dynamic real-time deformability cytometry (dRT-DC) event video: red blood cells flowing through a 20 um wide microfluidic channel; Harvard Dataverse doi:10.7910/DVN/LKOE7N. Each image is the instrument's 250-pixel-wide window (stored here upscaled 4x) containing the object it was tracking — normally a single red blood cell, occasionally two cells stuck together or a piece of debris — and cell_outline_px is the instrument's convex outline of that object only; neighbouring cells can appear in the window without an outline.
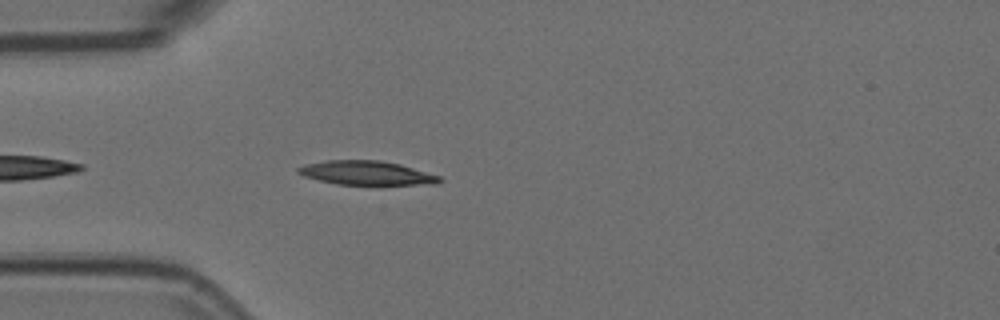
{"species": "Egyptian fruit bat (a non-hibernating species)", "species_latin": "Rousettus aegyptiacus", "temperature_condition": "room temperature", "stored_images_in_passage": 36, "camera_frame_rate_fps": 3000, "um_per_image_px": 0.085, "animal": {"sex": "female"}, "frame": {"image": 1, "passage_image": 3, "time_ms": 0.667, "image_size_px": [1000, 320], "cell_outline_px": [[444, 180], [440, 184], [380, 188], [376, 188], [336, 184], [304, 176], [296, 172], [296, 168], [304, 164], [328, 160], [380, 160], [400, 164], [440, 176]], "centroid_in_image_um": [31.27, 14.77], "position_along_channel_um": 53.7, "area_um2": 21.27}}
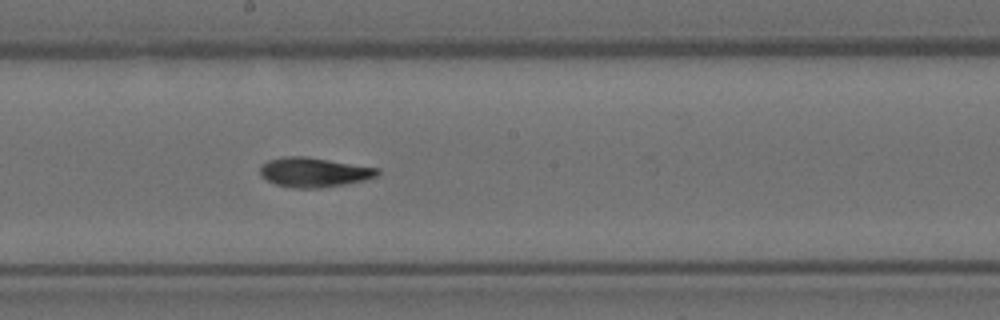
{"frame": {"image": 2, "passage_image": 17, "time_ms": 5.333, "image_size_px": [1000, 320], "cell_outline_px": [[380, 172], [376, 176], [364, 180], [344, 184], [320, 188], [292, 188], [276, 184], [260, 176], [260, 168], [268, 160], [284, 156], [308, 156], [380, 168]], "centroid_in_image_um": [26.7, 14.63], "position_along_channel_um": 221.5, "area_um2": 20.29}}
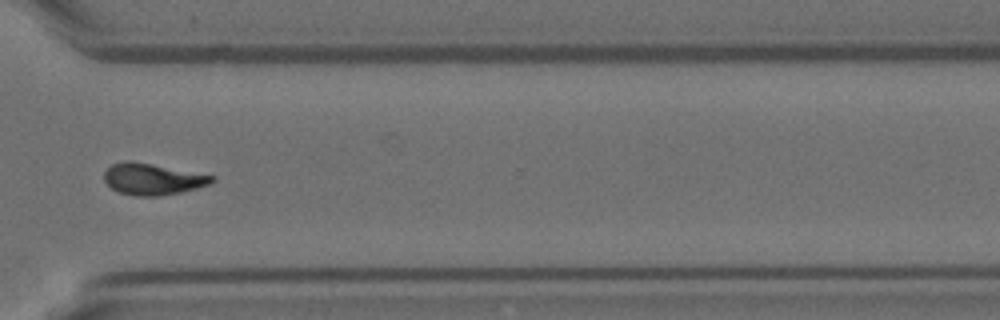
{"frame": {"image": 3, "passage_image": 28, "time_ms": 9.0, "image_size_px": [1000, 320], "cell_outline_px": [[216, 180], [208, 184], [196, 188], [180, 192], [160, 196], [132, 196], [120, 192], [112, 188], [104, 180], [104, 172], [112, 164], [124, 160], [132, 160], [216, 176]], "centroid_in_image_um": [12.96, 15.21], "position_along_channel_um": 357.6, "area_um2": 19.77}, "authors_computed_cell_mechanics": {"area_um2": 19.5075, "velocity_mm_per_s": 3.7185, "shape_relaxation_time_tau1_ms": 5.037, "shape_relaxation_time_tau2_ms": 1.8765, "deformation_change_tau1": 0.1884, "deformation_change_tau2": 0.0823}}